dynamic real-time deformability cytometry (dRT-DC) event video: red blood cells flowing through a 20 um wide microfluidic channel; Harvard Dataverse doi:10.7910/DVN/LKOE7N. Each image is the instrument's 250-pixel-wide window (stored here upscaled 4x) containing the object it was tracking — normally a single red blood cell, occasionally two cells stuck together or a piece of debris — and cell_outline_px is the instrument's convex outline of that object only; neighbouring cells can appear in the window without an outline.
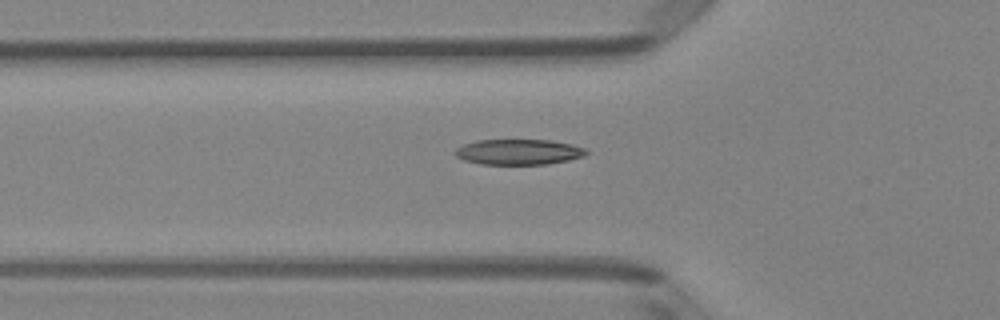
{"species": "Egyptian fruit bat (a non-hibernating species)", "species_latin": "Rousettus aegyptiacus", "temperature_condition": "room temperature", "stored_images_in_passage": 51, "camera_frame_rate_fps": 3000, "um_per_image_px": 0.085, "animal": {"sex": "female"}, "frame": {"image": 1, "passage_image": 18, "time_ms": 5.667, "image_size_px": [1000, 320], "cell_outline_px": [[588, 152], [584, 156], [568, 160], [548, 164], [480, 164], [464, 160], [456, 156], [452, 152], [456, 148], [464, 144], [476, 140], [548, 140], [572, 144], [584, 148]], "centroid_in_image_um": [44.05, 12.91], "position_along_channel_um": 81.8, "area_um2": 19.48}}
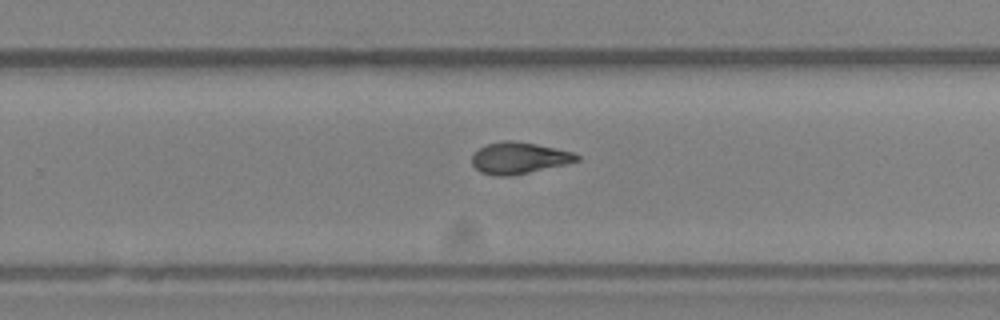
{"frame": {"image": 2, "passage_image": 33, "time_ms": 10.667, "image_size_px": [1000, 320], "cell_outline_px": [[580, 160], [564, 164], [512, 176], [496, 176], [480, 172], [472, 164], [472, 156], [480, 148], [488, 144], [504, 140], [512, 140], [536, 144], [556, 148], [572, 152], [580, 156]], "centroid_in_image_um": [44.11, 13.43], "position_along_channel_um": 285.7, "area_um2": 19.07}}
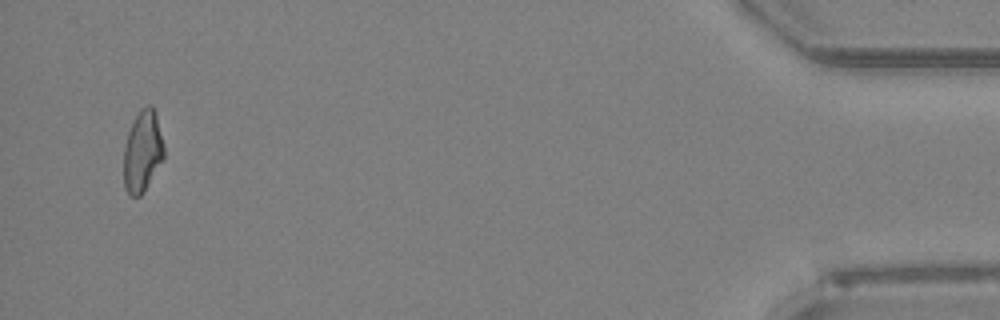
{"frame": {"image": 3, "passage_image": 49, "time_ms": 16.0, "image_size_px": [1000, 320], "cell_outline_px": [[164, 160], [144, 192], [140, 196], [132, 196], [124, 188], [124, 148], [128, 132], [140, 108], [148, 104], [152, 104], [156, 112], [164, 144]], "centroid_in_image_um": [12.14, 12.85], "position_along_channel_um": 423.1, "area_um2": 19.36}, "authors_computed_cell_mechanics": {"area_um2": 19.3052, "velocity_mm_per_s": 4.0782, "shape_relaxation_time_tau1_ms": 3.8352, "shape_relaxation_time_tau2_ms": 1.9096, "deformation_change_tau1": 0.1539, "deformation_change_tau2": 0.0949}}